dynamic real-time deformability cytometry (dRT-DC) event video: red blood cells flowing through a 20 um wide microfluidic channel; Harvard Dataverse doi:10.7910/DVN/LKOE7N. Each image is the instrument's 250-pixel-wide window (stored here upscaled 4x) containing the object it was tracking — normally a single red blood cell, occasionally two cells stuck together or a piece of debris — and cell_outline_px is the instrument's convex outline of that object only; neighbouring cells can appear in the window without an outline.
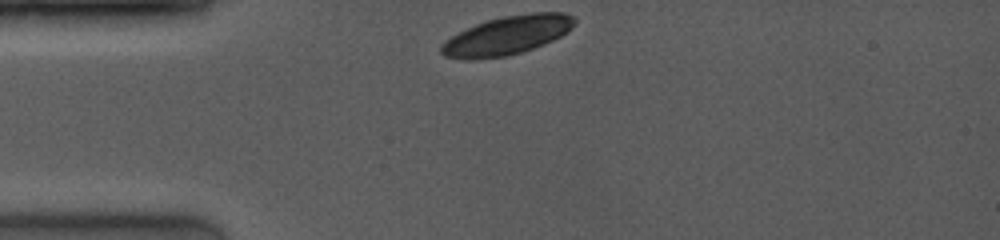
{"species": "common noctule bat (a hibernating species)", "species_latin": "Nyctalus noctula", "temperature_condition": "room temperature", "stored_images_in_passage": 5, "camera_frame_rate_fps": 4000, "um_per_image_px": 0.085, "animal": {"sex": "female", "body_mass_g": 19.0, "forearm_length_mm": 53.3}, "frame": {"image": 1, "passage_image": 1, "time_ms": 0.0, "image_size_px": [1000, 240], "cell_outline_px": [[576, 20], [572, 28], [560, 36], [544, 44], [508, 56], [472, 60], [464, 60], [444, 56], [440, 52], [440, 44], [444, 40], [476, 24], [488, 20], [504, 16], [532, 12], [564, 12], [572, 16]], "centroid_in_image_um": [43.08, 3.02], "position_along_channel_um": 41.9, "area_um2": 30.06}}